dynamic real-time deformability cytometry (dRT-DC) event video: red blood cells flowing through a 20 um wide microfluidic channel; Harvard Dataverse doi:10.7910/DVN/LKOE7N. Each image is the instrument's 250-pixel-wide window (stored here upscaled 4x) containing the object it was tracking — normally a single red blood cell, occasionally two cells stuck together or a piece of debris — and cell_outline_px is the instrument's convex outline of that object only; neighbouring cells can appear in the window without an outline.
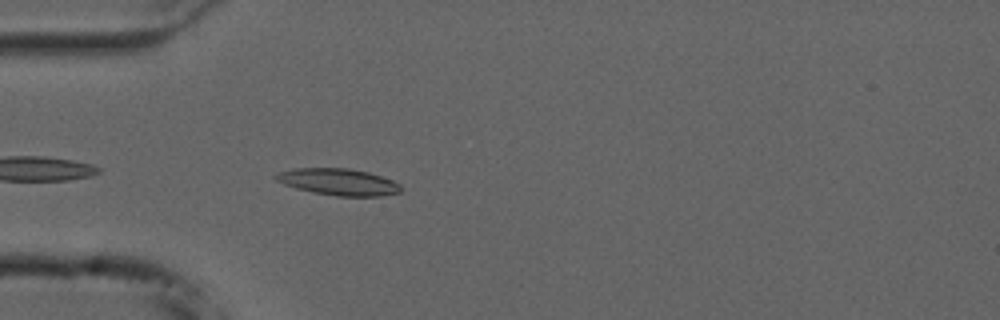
{"species": "common noctule bat (a hibernating species)", "species_latin": "Nyctalus noctula", "temperature_condition": "cold", "stored_images_in_passage": 34, "camera_frame_rate_fps": 3000, "um_per_image_px": 0.085, "animal": {"sex": "male", "forearm_length_mm": 52.5}, "frame": {"image": 1, "passage_image": 4, "time_ms": 1.0, "image_size_px": [1000, 320], "cell_outline_px": [[400, 192], [380, 196], [336, 196], [312, 192], [296, 188], [284, 184], [276, 180], [272, 176], [280, 172], [292, 168], [348, 168], [368, 172], [392, 180], [400, 184]], "centroid_in_image_um": [28.74, 15.46], "position_along_channel_um": 56.3, "area_um2": 19.36}}
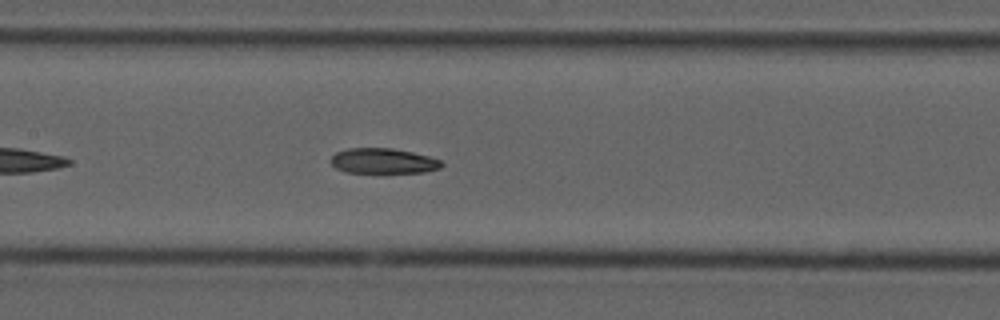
{"frame": {"image": 2, "passage_image": 14, "time_ms": 4.333, "image_size_px": [1000, 320], "cell_outline_px": [[444, 164], [440, 168], [424, 172], [348, 172], [336, 168], [332, 164], [332, 156], [336, 152], [348, 148], [392, 148], [412, 152], [428, 156], [440, 160]], "centroid_in_image_um": [32.58, 13.67], "position_along_channel_um": 174.8, "area_um2": 16.07}}
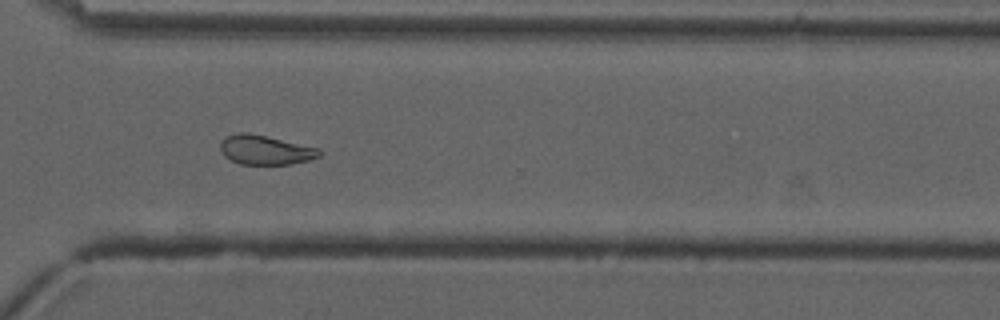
{"frame": {"image": 3, "passage_image": 28, "time_ms": 9.0, "image_size_px": [1000, 320], "cell_outline_px": [[324, 152], [320, 156], [308, 160], [292, 164], [240, 164], [224, 156], [220, 152], [220, 140], [236, 132], [248, 132], [320, 148]], "centroid_in_image_um": [22.55, 12.74], "position_along_channel_um": 348.0, "area_um2": 17.11}, "authors_computed_cell_mechanics": {"area_um2": 17.3111, "velocity_mm_per_s": 3.7157, "shape_relaxation_time_tau1_ms": 8.1623, "shape_relaxation_time_tau2_ms": 8.1552, "deformation_change_tau1": 0.194, "deformation_change_tau2": 0.1239}}